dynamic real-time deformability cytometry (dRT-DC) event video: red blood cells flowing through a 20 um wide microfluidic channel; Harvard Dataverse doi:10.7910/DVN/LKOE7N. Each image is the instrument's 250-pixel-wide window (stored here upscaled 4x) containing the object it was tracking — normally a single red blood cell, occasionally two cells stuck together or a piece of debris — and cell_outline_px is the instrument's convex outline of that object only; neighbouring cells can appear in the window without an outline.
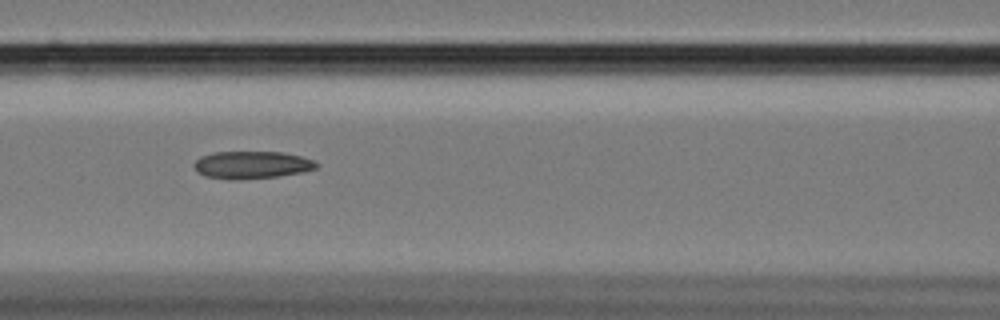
{"species": "Egyptian fruit bat (a non-hibernating species)", "species_latin": "Rousettus aegyptiacus", "temperature_condition": "cold", "stored_images_in_passage": 36, "camera_frame_rate_fps": 3000, "um_per_image_px": 0.085, "animal": {"sex": "female"}, "frame": {"image": 1, "passage_image": 7, "time_ms": 2.0, "image_size_px": [1000, 320], "cell_outline_px": [[316, 168], [300, 172], [276, 176], [236, 180], [228, 180], [204, 176], [196, 172], [192, 164], [200, 156], [212, 152], [284, 152], [316, 160]], "centroid_in_image_um": [21.32, 14.01], "position_along_channel_um": 145.3, "area_um2": 19.71}}
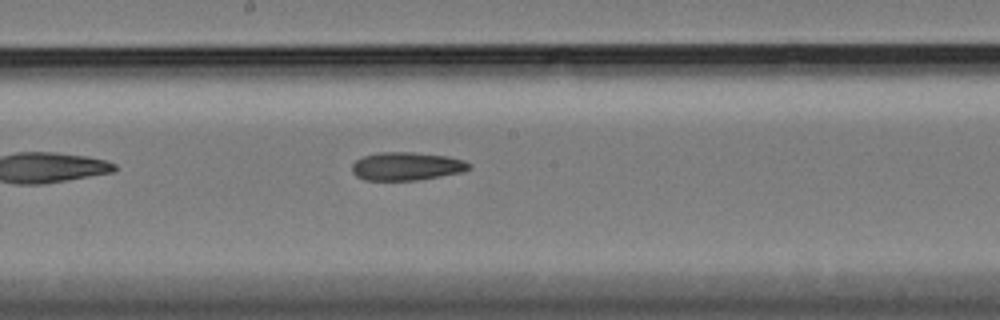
{"frame": {"image": 2, "passage_image": 13, "time_ms": 4.0, "image_size_px": [1000, 320], "cell_outline_px": [[472, 168], [464, 172], [416, 180], [364, 180], [356, 176], [352, 172], [352, 164], [356, 160], [364, 156], [380, 152], [412, 152], [448, 156], [464, 160], [472, 164]], "centroid_in_image_um": [34.59, 14.13], "position_along_channel_um": 213.6, "area_um2": 19.36}}
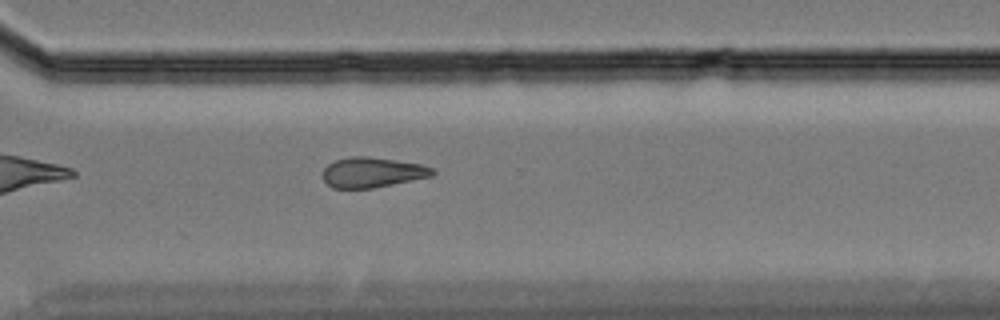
{"frame": {"image": 3, "passage_image": 24, "time_ms": 7.667, "image_size_px": [1000, 320], "cell_outline_px": [[436, 172], [432, 176], [372, 188], [332, 188], [324, 180], [324, 168], [328, 164], [336, 160], [348, 156], [368, 156], [424, 164], [432, 168]], "centroid_in_image_um": [31.66, 14.64], "position_along_channel_um": 338.9, "area_um2": 19.25}}